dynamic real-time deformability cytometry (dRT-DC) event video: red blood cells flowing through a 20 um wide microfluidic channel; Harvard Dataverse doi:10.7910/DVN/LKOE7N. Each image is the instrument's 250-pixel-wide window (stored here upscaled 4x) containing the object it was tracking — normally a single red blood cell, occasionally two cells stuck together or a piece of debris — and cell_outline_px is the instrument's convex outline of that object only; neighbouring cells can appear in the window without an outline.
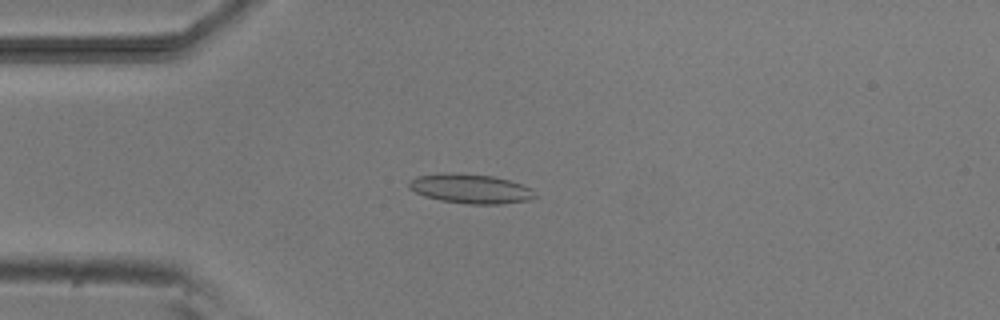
{"species": "common noctule bat (a hibernating species)", "species_latin": "Nyctalus noctula", "temperature_condition": "room temperature", "stored_images_in_passage": 3, "camera_frame_rate_fps": 3000, "um_per_image_px": 0.085, "animal": {"sex": "male", "body_mass_g": 20.5, "forearm_length_mm": 52.5}, "frame": {"image": 1, "passage_image": 3, "time_ms": 2.333, "image_size_px": [1000, 320], "cell_outline_px": [[536, 196], [532, 200], [500, 204], [468, 204], [440, 200], [424, 196], [408, 188], [408, 180], [416, 176], [444, 172], [456, 172], [492, 176], [524, 184], [532, 188]], "centroid_in_image_um": [39.99, 16.03], "position_along_channel_um": 45.0, "area_um2": 21.96}}